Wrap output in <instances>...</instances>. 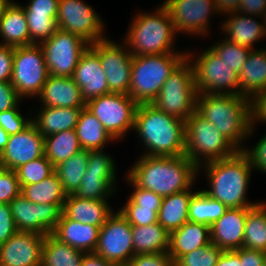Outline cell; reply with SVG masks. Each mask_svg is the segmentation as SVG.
<instances>
[{
    "instance_id": "1",
    "label": "cell",
    "mask_w": 266,
    "mask_h": 266,
    "mask_svg": "<svg viewBox=\"0 0 266 266\" xmlns=\"http://www.w3.org/2000/svg\"><path fill=\"white\" fill-rule=\"evenodd\" d=\"M127 172L140 188L166 197L193 188L198 167L186 156L173 157L142 155Z\"/></svg>"
},
{
    "instance_id": "2",
    "label": "cell",
    "mask_w": 266,
    "mask_h": 266,
    "mask_svg": "<svg viewBox=\"0 0 266 266\" xmlns=\"http://www.w3.org/2000/svg\"><path fill=\"white\" fill-rule=\"evenodd\" d=\"M196 112L211 122L238 151L253 135L251 100L242 95L197 94Z\"/></svg>"
},
{
    "instance_id": "3",
    "label": "cell",
    "mask_w": 266,
    "mask_h": 266,
    "mask_svg": "<svg viewBox=\"0 0 266 266\" xmlns=\"http://www.w3.org/2000/svg\"><path fill=\"white\" fill-rule=\"evenodd\" d=\"M133 130L137 131L143 147L142 155L173 157L185 155V121L171 116L154 105L137 107Z\"/></svg>"
},
{
    "instance_id": "4",
    "label": "cell",
    "mask_w": 266,
    "mask_h": 266,
    "mask_svg": "<svg viewBox=\"0 0 266 266\" xmlns=\"http://www.w3.org/2000/svg\"><path fill=\"white\" fill-rule=\"evenodd\" d=\"M200 168L205 171L210 184V188L203 191L227 208H247L259 203L247 200L246 194L254 168L243 151H237L228 158L205 163L198 167V172Z\"/></svg>"
},
{
    "instance_id": "5",
    "label": "cell",
    "mask_w": 266,
    "mask_h": 266,
    "mask_svg": "<svg viewBox=\"0 0 266 266\" xmlns=\"http://www.w3.org/2000/svg\"><path fill=\"white\" fill-rule=\"evenodd\" d=\"M130 24L123 42L127 44L133 57L187 53L173 48L177 33L169 13L163 5L157 6L156 11L154 10L152 13H136Z\"/></svg>"
},
{
    "instance_id": "6",
    "label": "cell",
    "mask_w": 266,
    "mask_h": 266,
    "mask_svg": "<svg viewBox=\"0 0 266 266\" xmlns=\"http://www.w3.org/2000/svg\"><path fill=\"white\" fill-rule=\"evenodd\" d=\"M187 53L134 56L131 66L129 96L138 104H150Z\"/></svg>"
},
{
    "instance_id": "7",
    "label": "cell",
    "mask_w": 266,
    "mask_h": 266,
    "mask_svg": "<svg viewBox=\"0 0 266 266\" xmlns=\"http://www.w3.org/2000/svg\"><path fill=\"white\" fill-rule=\"evenodd\" d=\"M185 131V155L197 167L231 157L238 151L211 122L196 111L185 121Z\"/></svg>"
},
{
    "instance_id": "8",
    "label": "cell",
    "mask_w": 266,
    "mask_h": 266,
    "mask_svg": "<svg viewBox=\"0 0 266 266\" xmlns=\"http://www.w3.org/2000/svg\"><path fill=\"white\" fill-rule=\"evenodd\" d=\"M197 94L193 66L186 57L170 74L151 104L186 121L196 111Z\"/></svg>"
},
{
    "instance_id": "9",
    "label": "cell",
    "mask_w": 266,
    "mask_h": 266,
    "mask_svg": "<svg viewBox=\"0 0 266 266\" xmlns=\"http://www.w3.org/2000/svg\"><path fill=\"white\" fill-rule=\"evenodd\" d=\"M186 52L193 66L198 94L239 95L238 74L211 48L205 49L199 56L193 55L192 51Z\"/></svg>"
},
{
    "instance_id": "10",
    "label": "cell",
    "mask_w": 266,
    "mask_h": 266,
    "mask_svg": "<svg viewBox=\"0 0 266 266\" xmlns=\"http://www.w3.org/2000/svg\"><path fill=\"white\" fill-rule=\"evenodd\" d=\"M49 72L40 44L14 47L11 84L18 96L23 98L38 97Z\"/></svg>"
},
{
    "instance_id": "11",
    "label": "cell",
    "mask_w": 266,
    "mask_h": 266,
    "mask_svg": "<svg viewBox=\"0 0 266 266\" xmlns=\"http://www.w3.org/2000/svg\"><path fill=\"white\" fill-rule=\"evenodd\" d=\"M137 107L129 95L122 93L102 95L86 103V108L116 141L133 130Z\"/></svg>"
},
{
    "instance_id": "12",
    "label": "cell",
    "mask_w": 266,
    "mask_h": 266,
    "mask_svg": "<svg viewBox=\"0 0 266 266\" xmlns=\"http://www.w3.org/2000/svg\"><path fill=\"white\" fill-rule=\"evenodd\" d=\"M39 44L49 75L60 77H72L81 55L90 45L82 37L60 29Z\"/></svg>"
},
{
    "instance_id": "13",
    "label": "cell",
    "mask_w": 266,
    "mask_h": 266,
    "mask_svg": "<svg viewBox=\"0 0 266 266\" xmlns=\"http://www.w3.org/2000/svg\"><path fill=\"white\" fill-rule=\"evenodd\" d=\"M95 253L114 266H127L134 256L132 225L119 210L100 227Z\"/></svg>"
},
{
    "instance_id": "14",
    "label": "cell",
    "mask_w": 266,
    "mask_h": 266,
    "mask_svg": "<svg viewBox=\"0 0 266 266\" xmlns=\"http://www.w3.org/2000/svg\"><path fill=\"white\" fill-rule=\"evenodd\" d=\"M89 47L99 56L109 91L129 95L133 56L127 44L124 42L119 45L106 38L90 44Z\"/></svg>"
},
{
    "instance_id": "15",
    "label": "cell",
    "mask_w": 266,
    "mask_h": 266,
    "mask_svg": "<svg viewBox=\"0 0 266 266\" xmlns=\"http://www.w3.org/2000/svg\"><path fill=\"white\" fill-rule=\"evenodd\" d=\"M57 25L58 29L76 34L89 44L107 38L103 35L105 26L100 15L83 0H59Z\"/></svg>"
},
{
    "instance_id": "16",
    "label": "cell",
    "mask_w": 266,
    "mask_h": 266,
    "mask_svg": "<svg viewBox=\"0 0 266 266\" xmlns=\"http://www.w3.org/2000/svg\"><path fill=\"white\" fill-rule=\"evenodd\" d=\"M87 169L75 196L86 199L108 200L115 192L116 164L103 149L90 150ZM109 197V198H108Z\"/></svg>"
},
{
    "instance_id": "17",
    "label": "cell",
    "mask_w": 266,
    "mask_h": 266,
    "mask_svg": "<svg viewBox=\"0 0 266 266\" xmlns=\"http://www.w3.org/2000/svg\"><path fill=\"white\" fill-rule=\"evenodd\" d=\"M161 4L168 11L176 33L193 36L208 35L209 17L218 12L215 0H166Z\"/></svg>"
},
{
    "instance_id": "18",
    "label": "cell",
    "mask_w": 266,
    "mask_h": 266,
    "mask_svg": "<svg viewBox=\"0 0 266 266\" xmlns=\"http://www.w3.org/2000/svg\"><path fill=\"white\" fill-rule=\"evenodd\" d=\"M13 219L18 231L40 235L52 233L60 220L64 204H36L21 194L10 203Z\"/></svg>"
},
{
    "instance_id": "19",
    "label": "cell",
    "mask_w": 266,
    "mask_h": 266,
    "mask_svg": "<svg viewBox=\"0 0 266 266\" xmlns=\"http://www.w3.org/2000/svg\"><path fill=\"white\" fill-rule=\"evenodd\" d=\"M44 136L31 123L22 132L12 134L0 153V167L15 170L20 165L44 156Z\"/></svg>"
},
{
    "instance_id": "20",
    "label": "cell",
    "mask_w": 266,
    "mask_h": 266,
    "mask_svg": "<svg viewBox=\"0 0 266 266\" xmlns=\"http://www.w3.org/2000/svg\"><path fill=\"white\" fill-rule=\"evenodd\" d=\"M44 235L18 231L0 245V266H41Z\"/></svg>"
},
{
    "instance_id": "21",
    "label": "cell",
    "mask_w": 266,
    "mask_h": 266,
    "mask_svg": "<svg viewBox=\"0 0 266 266\" xmlns=\"http://www.w3.org/2000/svg\"><path fill=\"white\" fill-rule=\"evenodd\" d=\"M72 79L81 89V97L85 103L111 93L99 56L90 47L81 55Z\"/></svg>"
},
{
    "instance_id": "22",
    "label": "cell",
    "mask_w": 266,
    "mask_h": 266,
    "mask_svg": "<svg viewBox=\"0 0 266 266\" xmlns=\"http://www.w3.org/2000/svg\"><path fill=\"white\" fill-rule=\"evenodd\" d=\"M247 208H228L210 227L211 243L223 251L243 247Z\"/></svg>"
},
{
    "instance_id": "23",
    "label": "cell",
    "mask_w": 266,
    "mask_h": 266,
    "mask_svg": "<svg viewBox=\"0 0 266 266\" xmlns=\"http://www.w3.org/2000/svg\"><path fill=\"white\" fill-rule=\"evenodd\" d=\"M225 17L228 18L221 23L220 29L230 42L253 50L254 45L266 37V18H262L261 23H258L252 15L238 11L229 13Z\"/></svg>"
},
{
    "instance_id": "24",
    "label": "cell",
    "mask_w": 266,
    "mask_h": 266,
    "mask_svg": "<svg viewBox=\"0 0 266 266\" xmlns=\"http://www.w3.org/2000/svg\"><path fill=\"white\" fill-rule=\"evenodd\" d=\"M42 105L61 108H84L86 103L81 97V89L72 77L49 75L38 96Z\"/></svg>"
},
{
    "instance_id": "25",
    "label": "cell",
    "mask_w": 266,
    "mask_h": 266,
    "mask_svg": "<svg viewBox=\"0 0 266 266\" xmlns=\"http://www.w3.org/2000/svg\"><path fill=\"white\" fill-rule=\"evenodd\" d=\"M107 200L86 199L69 194L63 206V214L79 223L101 227L114 212Z\"/></svg>"
},
{
    "instance_id": "26",
    "label": "cell",
    "mask_w": 266,
    "mask_h": 266,
    "mask_svg": "<svg viewBox=\"0 0 266 266\" xmlns=\"http://www.w3.org/2000/svg\"><path fill=\"white\" fill-rule=\"evenodd\" d=\"M99 227L86 225L77 221L68 219L63 213L56 227L52 231V235L59 241L70 245L72 248L78 249L84 253L95 252Z\"/></svg>"
},
{
    "instance_id": "27",
    "label": "cell",
    "mask_w": 266,
    "mask_h": 266,
    "mask_svg": "<svg viewBox=\"0 0 266 266\" xmlns=\"http://www.w3.org/2000/svg\"><path fill=\"white\" fill-rule=\"evenodd\" d=\"M211 243L210 227L187 221L169 233L168 254L176 262L181 256Z\"/></svg>"
},
{
    "instance_id": "28",
    "label": "cell",
    "mask_w": 266,
    "mask_h": 266,
    "mask_svg": "<svg viewBox=\"0 0 266 266\" xmlns=\"http://www.w3.org/2000/svg\"><path fill=\"white\" fill-rule=\"evenodd\" d=\"M238 79L239 95L250 100L266 90V47L251 50Z\"/></svg>"
},
{
    "instance_id": "29",
    "label": "cell",
    "mask_w": 266,
    "mask_h": 266,
    "mask_svg": "<svg viewBox=\"0 0 266 266\" xmlns=\"http://www.w3.org/2000/svg\"><path fill=\"white\" fill-rule=\"evenodd\" d=\"M0 44L10 47L30 45V33L27 18L22 5L11 2L6 6L0 18Z\"/></svg>"
},
{
    "instance_id": "30",
    "label": "cell",
    "mask_w": 266,
    "mask_h": 266,
    "mask_svg": "<svg viewBox=\"0 0 266 266\" xmlns=\"http://www.w3.org/2000/svg\"><path fill=\"white\" fill-rule=\"evenodd\" d=\"M82 109L42 106L36 113L38 115L32 117V123L44 137L65 130H73Z\"/></svg>"
},
{
    "instance_id": "31",
    "label": "cell",
    "mask_w": 266,
    "mask_h": 266,
    "mask_svg": "<svg viewBox=\"0 0 266 266\" xmlns=\"http://www.w3.org/2000/svg\"><path fill=\"white\" fill-rule=\"evenodd\" d=\"M194 193L190 188L162 198L158 223L168 233L181 228L189 221L190 198Z\"/></svg>"
},
{
    "instance_id": "32",
    "label": "cell",
    "mask_w": 266,
    "mask_h": 266,
    "mask_svg": "<svg viewBox=\"0 0 266 266\" xmlns=\"http://www.w3.org/2000/svg\"><path fill=\"white\" fill-rule=\"evenodd\" d=\"M75 132L83 150L104 149L110 141H116L101 122L84 107L78 117Z\"/></svg>"
},
{
    "instance_id": "33",
    "label": "cell",
    "mask_w": 266,
    "mask_h": 266,
    "mask_svg": "<svg viewBox=\"0 0 266 266\" xmlns=\"http://www.w3.org/2000/svg\"><path fill=\"white\" fill-rule=\"evenodd\" d=\"M134 255L168 252L169 233L157 222L132 226Z\"/></svg>"
},
{
    "instance_id": "34",
    "label": "cell",
    "mask_w": 266,
    "mask_h": 266,
    "mask_svg": "<svg viewBox=\"0 0 266 266\" xmlns=\"http://www.w3.org/2000/svg\"><path fill=\"white\" fill-rule=\"evenodd\" d=\"M44 146V156L54 167L82 150L75 129L44 137Z\"/></svg>"
},
{
    "instance_id": "35",
    "label": "cell",
    "mask_w": 266,
    "mask_h": 266,
    "mask_svg": "<svg viewBox=\"0 0 266 266\" xmlns=\"http://www.w3.org/2000/svg\"><path fill=\"white\" fill-rule=\"evenodd\" d=\"M84 252L59 241L51 233L44 238L41 266H81Z\"/></svg>"
},
{
    "instance_id": "36",
    "label": "cell",
    "mask_w": 266,
    "mask_h": 266,
    "mask_svg": "<svg viewBox=\"0 0 266 266\" xmlns=\"http://www.w3.org/2000/svg\"><path fill=\"white\" fill-rule=\"evenodd\" d=\"M243 247L266 251V202L247 207Z\"/></svg>"
},
{
    "instance_id": "37",
    "label": "cell",
    "mask_w": 266,
    "mask_h": 266,
    "mask_svg": "<svg viewBox=\"0 0 266 266\" xmlns=\"http://www.w3.org/2000/svg\"><path fill=\"white\" fill-rule=\"evenodd\" d=\"M21 195L36 204H64L67 196L55 172L39 183L21 186Z\"/></svg>"
},
{
    "instance_id": "38",
    "label": "cell",
    "mask_w": 266,
    "mask_h": 266,
    "mask_svg": "<svg viewBox=\"0 0 266 266\" xmlns=\"http://www.w3.org/2000/svg\"><path fill=\"white\" fill-rule=\"evenodd\" d=\"M227 209L222 202L211 198L203 190H198L190 198L188 219L211 227Z\"/></svg>"
},
{
    "instance_id": "39",
    "label": "cell",
    "mask_w": 266,
    "mask_h": 266,
    "mask_svg": "<svg viewBox=\"0 0 266 266\" xmlns=\"http://www.w3.org/2000/svg\"><path fill=\"white\" fill-rule=\"evenodd\" d=\"M89 151L81 150L55 166V173L62 183L64 192L74 194L79 188L87 169Z\"/></svg>"
},
{
    "instance_id": "40",
    "label": "cell",
    "mask_w": 266,
    "mask_h": 266,
    "mask_svg": "<svg viewBox=\"0 0 266 266\" xmlns=\"http://www.w3.org/2000/svg\"><path fill=\"white\" fill-rule=\"evenodd\" d=\"M20 185L39 183L55 172L53 164L45 157L34 159L15 169Z\"/></svg>"
},
{
    "instance_id": "41",
    "label": "cell",
    "mask_w": 266,
    "mask_h": 266,
    "mask_svg": "<svg viewBox=\"0 0 266 266\" xmlns=\"http://www.w3.org/2000/svg\"><path fill=\"white\" fill-rule=\"evenodd\" d=\"M30 33V45L49 39L57 30V16L40 13H25Z\"/></svg>"
},
{
    "instance_id": "42",
    "label": "cell",
    "mask_w": 266,
    "mask_h": 266,
    "mask_svg": "<svg viewBox=\"0 0 266 266\" xmlns=\"http://www.w3.org/2000/svg\"><path fill=\"white\" fill-rule=\"evenodd\" d=\"M212 51L225 61L234 71L239 74L240 70L250 54V48L239 46L226 38L210 46Z\"/></svg>"
},
{
    "instance_id": "43",
    "label": "cell",
    "mask_w": 266,
    "mask_h": 266,
    "mask_svg": "<svg viewBox=\"0 0 266 266\" xmlns=\"http://www.w3.org/2000/svg\"><path fill=\"white\" fill-rule=\"evenodd\" d=\"M223 250L210 243L181 256L175 266H215Z\"/></svg>"
},
{
    "instance_id": "44",
    "label": "cell",
    "mask_w": 266,
    "mask_h": 266,
    "mask_svg": "<svg viewBox=\"0 0 266 266\" xmlns=\"http://www.w3.org/2000/svg\"><path fill=\"white\" fill-rule=\"evenodd\" d=\"M119 212L132 226H146L158 222V213L146 208H139L129 198Z\"/></svg>"
},
{
    "instance_id": "45",
    "label": "cell",
    "mask_w": 266,
    "mask_h": 266,
    "mask_svg": "<svg viewBox=\"0 0 266 266\" xmlns=\"http://www.w3.org/2000/svg\"><path fill=\"white\" fill-rule=\"evenodd\" d=\"M21 194V185L15 170L0 167V203L9 204Z\"/></svg>"
},
{
    "instance_id": "46",
    "label": "cell",
    "mask_w": 266,
    "mask_h": 266,
    "mask_svg": "<svg viewBox=\"0 0 266 266\" xmlns=\"http://www.w3.org/2000/svg\"><path fill=\"white\" fill-rule=\"evenodd\" d=\"M20 102L12 109L0 112V126L9 134L22 132L32 123V117L26 119L19 112Z\"/></svg>"
},
{
    "instance_id": "47",
    "label": "cell",
    "mask_w": 266,
    "mask_h": 266,
    "mask_svg": "<svg viewBox=\"0 0 266 266\" xmlns=\"http://www.w3.org/2000/svg\"><path fill=\"white\" fill-rule=\"evenodd\" d=\"M125 178L128 181L127 183L134 189L128 198L139 208L151 209L158 213L161 207L162 197L153 191L138 187L128 176Z\"/></svg>"
},
{
    "instance_id": "48",
    "label": "cell",
    "mask_w": 266,
    "mask_h": 266,
    "mask_svg": "<svg viewBox=\"0 0 266 266\" xmlns=\"http://www.w3.org/2000/svg\"><path fill=\"white\" fill-rule=\"evenodd\" d=\"M127 266H175L168 252L134 255Z\"/></svg>"
},
{
    "instance_id": "49",
    "label": "cell",
    "mask_w": 266,
    "mask_h": 266,
    "mask_svg": "<svg viewBox=\"0 0 266 266\" xmlns=\"http://www.w3.org/2000/svg\"><path fill=\"white\" fill-rule=\"evenodd\" d=\"M243 152L248 156L254 169L266 174V134L250 149L245 145Z\"/></svg>"
},
{
    "instance_id": "50",
    "label": "cell",
    "mask_w": 266,
    "mask_h": 266,
    "mask_svg": "<svg viewBox=\"0 0 266 266\" xmlns=\"http://www.w3.org/2000/svg\"><path fill=\"white\" fill-rule=\"evenodd\" d=\"M16 232L18 229L10 205L0 203V245L7 242Z\"/></svg>"
},
{
    "instance_id": "51",
    "label": "cell",
    "mask_w": 266,
    "mask_h": 266,
    "mask_svg": "<svg viewBox=\"0 0 266 266\" xmlns=\"http://www.w3.org/2000/svg\"><path fill=\"white\" fill-rule=\"evenodd\" d=\"M14 48L0 44V82H10L13 69Z\"/></svg>"
},
{
    "instance_id": "52",
    "label": "cell",
    "mask_w": 266,
    "mask_h": 266,
    "mask_svg": "<svg viewBox=\"0 0 266 266\" xmlns=\"http://www.w3.org/2000/svg\"><path fill=\"white\" fill-rule=\"evenodd\" d=\"M59 0H30L22 6L25 13H40L47 16H57Z\"/></svg>"
},
{
    "instance_id": "53",
    "label": "cell",
    "mask_w": 266,
    "mask_h": 266,
    "mask_svg": "<svg viewBox=\"0 0 266 266\" xmlns=\"http://www.w3.org/2000/svg\"><path fill=\"white\" fill-rule=\"evenodd\" d=\"M21 101L11 82H0V112L14 108Z\"/></svg>"
},
{
    "instance_id": "54",
    "label": "cell",
    "mask_w": 266,
    "mask_h": 266,
    "mask_svg": "<svg viewBox=\"0 0 266 266\" xmlns=\"http://www.w3.org/2000/svg\"><path fill=\"white\" fill-rule=\"evenodd\" d=\"M237 11L259 19L266 18V0H241Z\"/></svg>"
},
{
    "instance_id": "55",
    "label": "cell",
    "mask_w": 266,
    "mask_h": 266,
    "mask_svg": "<svg viewBox=\"0 0 266 266\" xmlns=\"http://www.w3.org/2000/svg\"><path fill=\"white\" fill-rule=\"evenodd\" d=\"M252 125L255 123H266V90L257 94L251 100Z\"/></svg>"
},
{
    "instance_id": "56",
    "label": "cell",
    "mask_w": 266,
    "mask_h": 266,
    "mask_svg": "<svg viewBox=\"0 0 266 266\" xmlns=\"http://www.w3.org/2000/svg\"><path fill=\"white\" fill-rule=\"evenodd\" d=\"M240 266H265L264 251L240 248Z\"/></svg>"
},
{
    "instance_id": "57",
    "label": "cell",
    "mask_w": 266,
    "mask_h": 266,
    "mask_svg": "<svg viewBox=\"0 0 266 266\" xmlns=\"http://www.w3.org/2000/svg\"><path fill=\"white\" fill-rule=\"evenodd\" d=\"M240 249L223 251L215 266H240Z\"/></svg>"
},
{
    "instance_id": "58",
    "label": "cell",
    "mask_w": 266,
    "mask_h": 266,
    "mask_svg": "<svg viewBox=\"0 0 266 266\" xmlns=\"http://www.w3.org/2000/svg\"><path fill=\"white\" fill-rule=\"evenodd\" d=\"M81 266H114L95 252L84 253Z\"/></svg>"
},
{
    "instance_id": "59",
    "label": "cell",
    "mask_w": 266,
    "mask_h": 266,
    "mask_svg": "<svg viewBox=\"0 0 266 266\" xmlns=\"http://www.w3.org/2000/svg\"><path fill=\"white\" fill-rule=\"evenodd\" d=\"M241 0H215L217 14L227 15L236 12Z\"/></svg>"
},
{
    "instance_id": "60",
    "label": "cell",
    "mask_w": 266,
    "mask_h": 266,
    "mask_svg": "<svg viewBox=\"0 0 266 266\" xmlns=\"http://www.w3.org/2000/svg\"><path fill=\"white\" fill-rule=\"evenodd\" d=\"M10 135L0 126V153L6 147Z\"/></svg>"
},
{
    "instance_id": "61",
    "label": "cell",
    "mask_w": 266,
    "mask_h": 266,
    "mask_svg": "<svg viewBox=\"0 0 266 266\" xmlns=\"http://www.w3.org/2000/svg\"><path fill=\"white\" fill-rule=\"evenodd\" d=\"M11 2V0H0V18L3 15V12L6 6Z\"/></svg>"
},
{
    "instance_id": "62",
    "label": "cell",
    "mask_w": 266,
    "mask_h": 266,
    "mask_svg": "<svg viewBox=\"0 0 266 266\" xmlns=\"http://www.w3.org/2000/svg\"><path fill=\"white\" fill-rule=\"evenodd\" d=\"M264 254H265V266H266V251L264 252Z\"/></svg>"
}]
</instances>
